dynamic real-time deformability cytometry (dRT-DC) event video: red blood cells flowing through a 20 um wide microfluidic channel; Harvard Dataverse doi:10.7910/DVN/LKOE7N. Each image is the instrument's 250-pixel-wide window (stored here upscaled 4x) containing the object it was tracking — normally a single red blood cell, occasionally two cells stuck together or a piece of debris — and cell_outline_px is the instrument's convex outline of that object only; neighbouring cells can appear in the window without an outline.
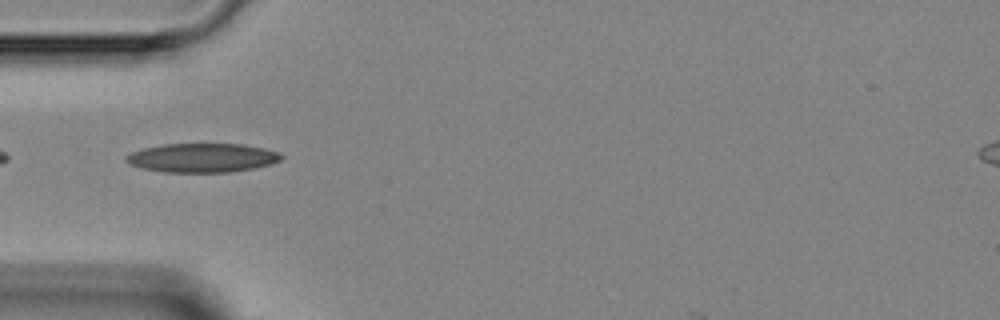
{"species": "Egyptian fruit bat (a non-hibernating species)", "species_latin": "Rousettus aegyptiacus", "temperature_condition": "room temperature", "stored_images_in_passage": 2, "camera_frame_rate_fps": 3000, "um_per_image_px": 0.085, "animal": {"sex": "female"}, "frame": {"image": 1, "passage_image": 1, "time_ms": 0.0, "image_size_px": [1000, 320], "cell_outline_px": [[284, 156], [280, 160], [256, 168], [228, 172], [164, 172], [144, 168], [128, 164], [124, 160], [124, 156], [132, 152], [144, 148], [164, 144], [244, 144], [264, 148], [280, 152]], "centroid_in_image_um": [17.19, 13.41], "position_along_channel_um": 67.8, "area_um2": 26.24}}
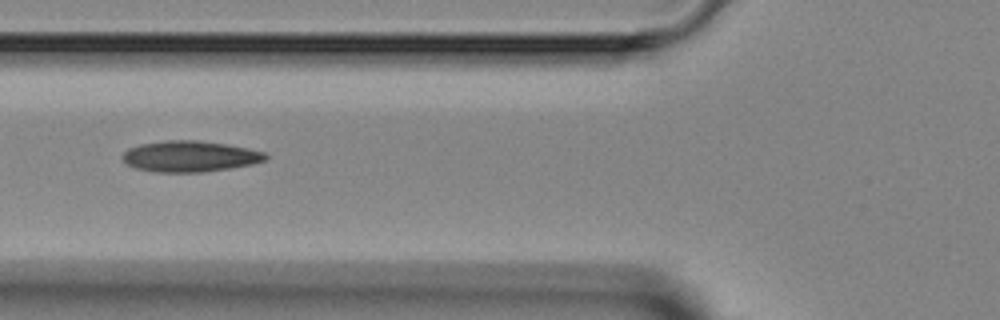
{"frame": {"image": 2, "passage_image": 2, "time_ms": 1.0, "image_size_px": [1000, 320], "cell_outline_px": [[268, 156], [264, 160], [252, 164], [228, 168], [200, 172], [156, 172], [136, 168], [128, 164], [120, 156], [128, 148], [140, 144], [164, 140], [196, 140], [228, 144], [248, 148], [264, 152]], "centroid_in_image_um": [16.11, 13.28], "position_along_channel_um": 109.7, "area_um2": 25.72}}